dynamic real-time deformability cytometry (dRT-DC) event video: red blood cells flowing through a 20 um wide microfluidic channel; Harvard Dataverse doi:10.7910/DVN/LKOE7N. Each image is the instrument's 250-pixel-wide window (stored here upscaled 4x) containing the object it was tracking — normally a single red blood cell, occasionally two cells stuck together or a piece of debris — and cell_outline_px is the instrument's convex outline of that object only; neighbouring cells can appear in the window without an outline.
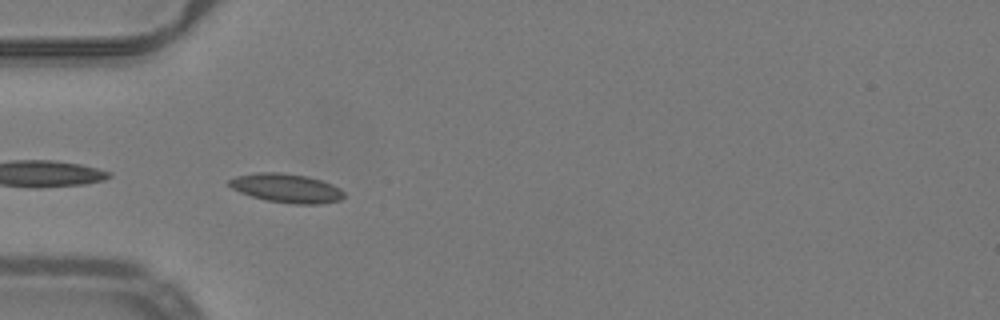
{"species": "common noctule bat (a hibernating species)", "species_latin": "Nyctalus noctula", "temperature_condition": "warm", "stored_images_in_passage": 33, "camera_frame_rate_fps": 3000, "um_per_image_px": 0.085, "animal": {"sex": "male", "body_mass_g": 19.2, "forearm_length_mm": 51.8}, "frame": {"image": 1, "passage_image": 1, "time_ms": 0.0, "image_size_px": [1000, 320], "cell_outline_px": [[344, 196], [340, 200], [320, 204], [292, 204], [268, 200], [252, 196], [240, 192], [232, 188], [228, 184], [228, 180], [236, 176], [260, 172], [280, 172], [308, 176], [332, 184], [340, 188], [344, 192]], "centroid_in_image_um": [24.36, 15.99], "position_along_channel_um": 60.6, "area_um2": 19.31}, "authors_computed_cell_mechanics": {"area_um2": 17.4556, "velocity_mm_per_s": 3.9908, "shape_relaxation_time_tau1_ms": 6.0343, "shape_relaxation_time_tau2_ms": 1.9706, "deformation_change_tau1": 0.1246, "deformation_change_tau2": 0.0736}}